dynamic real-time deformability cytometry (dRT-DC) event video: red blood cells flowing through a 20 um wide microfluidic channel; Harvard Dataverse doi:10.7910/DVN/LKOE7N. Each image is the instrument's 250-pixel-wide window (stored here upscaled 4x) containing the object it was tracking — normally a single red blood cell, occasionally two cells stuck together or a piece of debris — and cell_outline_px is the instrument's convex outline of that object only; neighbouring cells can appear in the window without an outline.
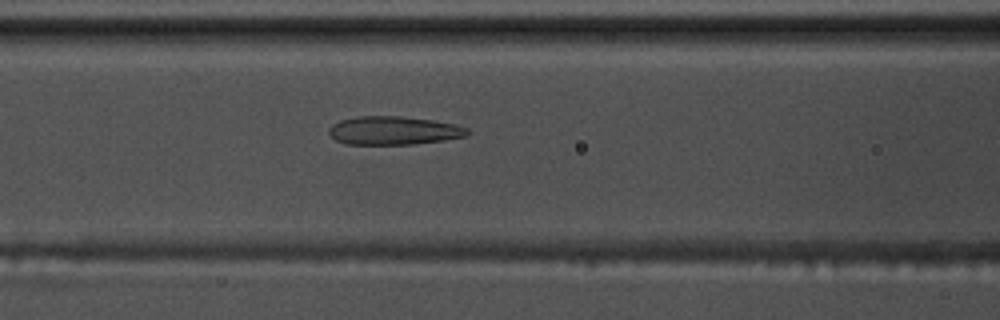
{"species": "common noctule bat (a hibernating species)", "species_latin": "Nyctalus noctula", "temperature_condition": "warm", "stored_images_in_passage": 53, "segment_of_instrument_passage": [1, 2], "camera_frame_rate_fps": 3000, "um_per_image_px": 0.085, "animal": {"sex": "male", "body_mass_g": 17.5, "forearm_length_mm": 52.3}, "frame": {"image": 1, "passage_image": 20, "time_ms": 6.333, "image_size_px": [1000, 320], "cell_outline_px": [[468, 136], [444, 140], [412, 144], [344, 144], [336, 140], [328, 132], [328, 128], [332, 124], [340, 120], [356, 116], [400, 116], [432, 120], [456, 124], [468, 128]], "centroid_in_image_um": [33.45, 11.09], "position_along_channel_um": 133.1, "area_um2": 23.0}}
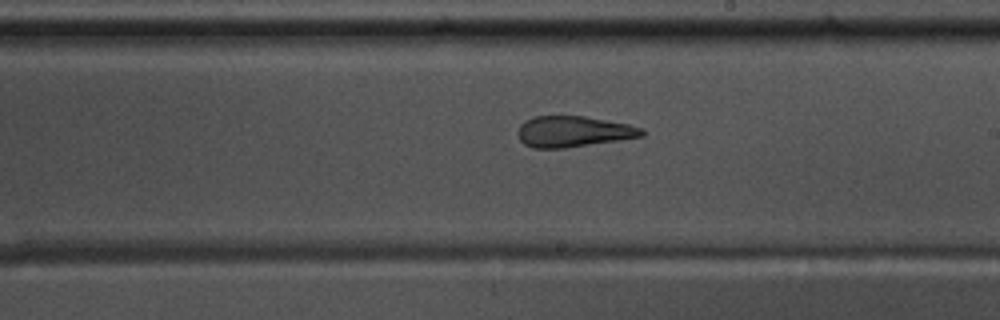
{"frame": {"image": 2, "passage_image": 29, "time_ms": 9.333, "image_size_px": [1000, 320], "cell_outline_px": [[644, 136], [564, 148], [532, 148], [524, 144], [520, 140], [516, 132], [520, 124], [524, 120], [536, 116], [584, 116], [628, 124], [644, 128]], "centroid_in_image_um": [48.7, 11.18], "position_along_channel_um": 240.3, "area_um2": 22.37}}
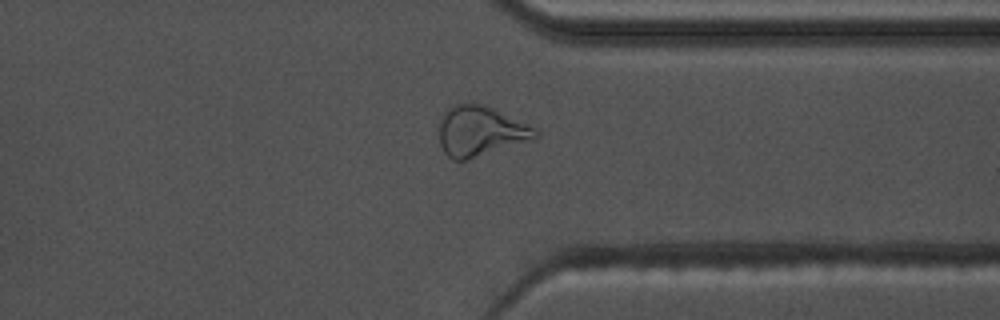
{"frame": {"image": 3, "passage_image": 40, "time_ms": 13.0, "image_size_px": [1000, 320], "cell_outline_px": [[540, 136], [536, 140], [468, 160], [452, 160], [444, 152], [440, 144], [440, 120], [444, 112], [448, 108], [456, 104], [484, 104], [536, 128], [540, 132]], "centroid_in_image_um": [40.89, 11.18], "position_along_channel_um": 370.5, "area_um2": 28.44}}